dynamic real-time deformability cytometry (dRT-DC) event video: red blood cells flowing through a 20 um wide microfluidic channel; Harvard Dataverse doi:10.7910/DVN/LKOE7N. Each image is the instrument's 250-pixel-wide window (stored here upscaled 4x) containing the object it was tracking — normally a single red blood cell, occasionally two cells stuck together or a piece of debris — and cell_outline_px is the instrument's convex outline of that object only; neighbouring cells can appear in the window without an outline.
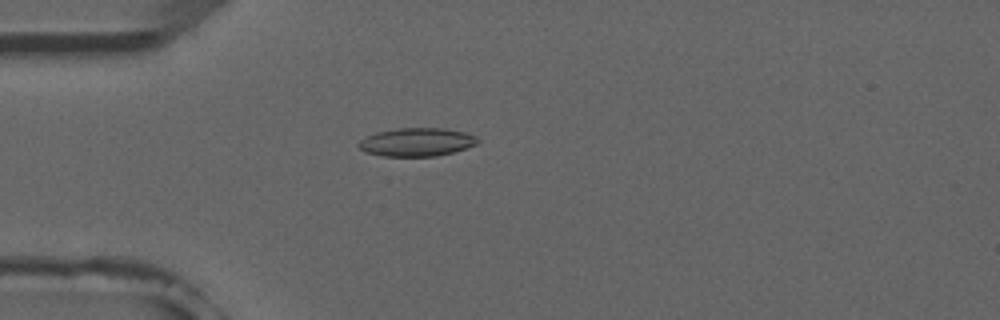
{"species": "common noctule bat (a hibernating species)", "species_latin": "Nyctalus noctula", "temperature_condition": "room temperature", "stored_images_in_passage": 6, "camera_frame_rate_fps": 3000, "um_per_image_px": 0.085, "animal": {"sex": "male", "forearm_length_mm": 52.5}, "frame": {"image": 1, "passage_image": 5, "time_ms": 4.667, "image_size_px": [1000, 320], "cell_outline_px": [[480, 140], [476, 144], [452, 152], [436, 156], [384, 156], [364, 152], [356, 144], [364, 136], [376, 132], [396, 128], [444, 128], [464, 132], [476, 136]], "centroid_in_image_um": [35.37, 12.07], "position_along_channel_um": 49.6, "area_um2": 19.71}}